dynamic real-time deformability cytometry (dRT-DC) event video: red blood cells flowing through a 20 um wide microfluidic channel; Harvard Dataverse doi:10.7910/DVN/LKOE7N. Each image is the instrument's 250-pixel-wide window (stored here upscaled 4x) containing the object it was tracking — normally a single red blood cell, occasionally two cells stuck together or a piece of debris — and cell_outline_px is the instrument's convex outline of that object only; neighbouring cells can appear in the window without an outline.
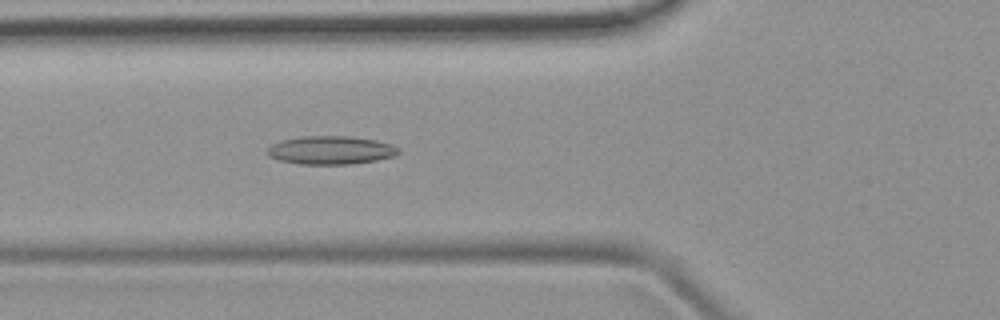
{"species": "common noctule bat (a hibernating species)", "species_latin": "Nyctalus noctula", "temperature_condition": "room temperature", "stored_images_in_passage": 35, "camera_frame_rate_fps": 3000, "um_per_image_px": 0.085, "animal": {"sex": "female", "body_mass_g": 19.9}, "frame": {"image": 1, "passage_image": 4, "time_ms": 1.0, "image_size_px": [1000, 320], "cell_outline_px": [[400, 152], [396, 156], [376, 160], [352, 164], [300, 164], [280, 160], [268, 156], [268, 148], [272, 144], [280, 140], [300, 136], [348, 136], [376, 140], [392, 144], [400, 148]], "centroid_in_image_um": [28.14, 12.76], "position_along_channel_um": 97.7, "area_um2": 21.79}}
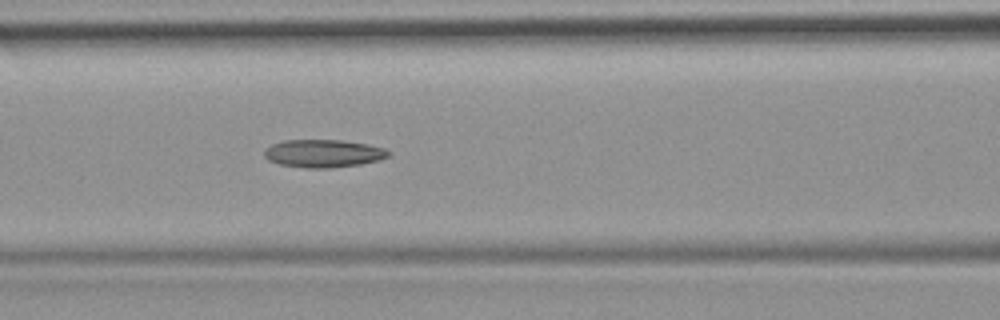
{"frame": {"image": 2, "passage_image": 7, "time_ms": 2.0, "image_size_px": [1000, 320], "cell_outline_px": [[392, 152], [388, 156], [380, 160], [360, 164], [328, 168], [304, 168], [280, 164], [268, 160], [264, 156], [264, 148], [272, 144], [284, 140], [340, 140], [368, 144], [384, 148]], "centroid_in_image_um": [27.48, 13.04], "position_along_channel_um": 139.1, "area_um2": 20.23}}
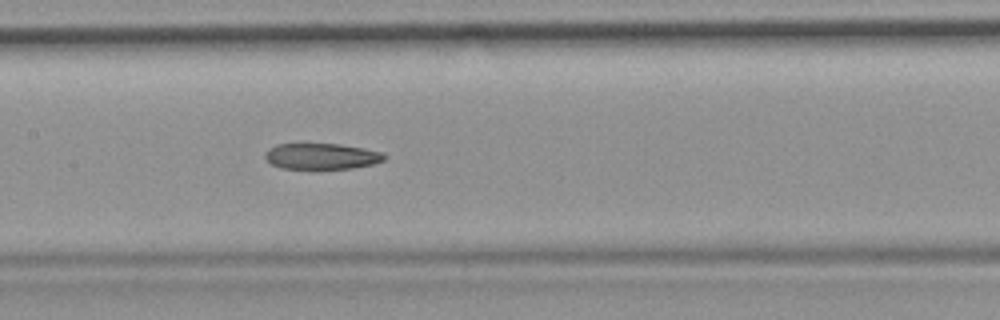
{"frame": {"image": 3, "passage_image": 10, "time_ms": 3.0, "image_size_px": [1000, 320], "cell_outline_px": [[388, 156], [384, 160], [372, 164], [352, 168], [280, 168], [272, 164], [264, 156], [264, 152], [268, 148], [276, 144], [340, 144], [364, 148], [380, 152]], "centroid_in_image_um": [27.32, 13.27], "position_along_channel_um": 180.1, "area_um2": 17.92}}